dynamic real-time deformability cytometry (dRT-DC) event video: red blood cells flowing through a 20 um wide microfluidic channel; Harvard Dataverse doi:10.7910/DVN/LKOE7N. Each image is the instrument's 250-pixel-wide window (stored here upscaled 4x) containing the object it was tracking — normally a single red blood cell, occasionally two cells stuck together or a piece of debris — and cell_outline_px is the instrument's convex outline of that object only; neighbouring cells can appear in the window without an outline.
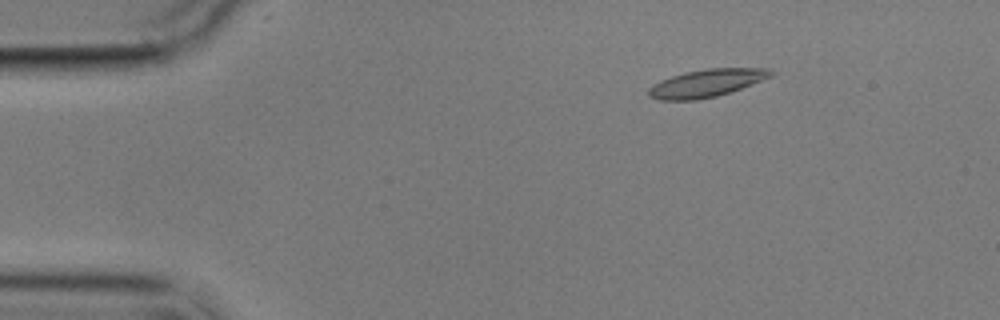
{"species": "common noctule bat (a hibernating species)", "species_latin": "Nyctalus noctula", "temperature_condition": "cold", "stored_images_in_passage": 3, "camera_frame_rate_fps": 3000, "um_per_image_px": 0.085, "animal": {"sex": "male", "body_mass_g": 17.9}, "frame": {"image": 1, "passage_image": 2, "time_ms": 1.0, "image_size_px": [1000, 320], "cell_outline_px": [[776, 72], [772, 76], [752, 84], [716, 96], [696, 100], [660, 100], [648, 96], [648, 88], [652, 84], [660, 80], [684, 72], [708, 68], [772, 68]], "centroid_in_image_um": [60.05, 7.05], "position_along_channel_um": 24.9, "area_um2": 19.77}}